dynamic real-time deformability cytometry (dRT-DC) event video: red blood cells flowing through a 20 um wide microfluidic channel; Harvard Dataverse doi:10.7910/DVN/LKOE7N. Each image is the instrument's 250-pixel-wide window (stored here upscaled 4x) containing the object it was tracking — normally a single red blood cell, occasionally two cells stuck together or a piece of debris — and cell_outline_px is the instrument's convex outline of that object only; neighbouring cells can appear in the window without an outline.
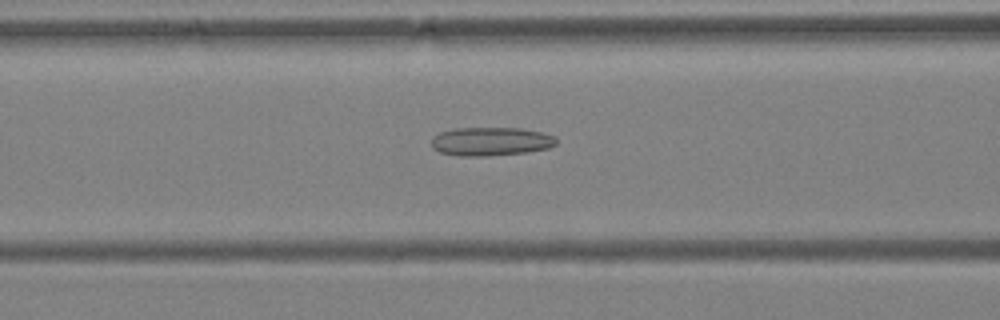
{"species": "Egyptian fruit bat (a non-hibernating species)", "species_latin": "Rousettus aegyptiacus", "temperature_condition": "warm", "stored_images_in_passage": 50, "camera_frame_rate_fps": 3000, "um_per_image_px": 0.085, "animal": {"sex": "female"}, "frame": {"image": 1, "passage_image": 21, "time_ms": 6.667, "image_size_px": [1000, 320], "cell_outline_px": [[556, 144], [548, 148], [524, 152], [488, 156], [456, 156], [440, 152], [432, 148], [432, 136], [440, 132], [456, 128], [520, 128], [540, 132], [556, 136]], "centroid_in_image_um": [41.69, 12.02], "position_along_channel_um": 124.9, "area_um2": 20.81}}
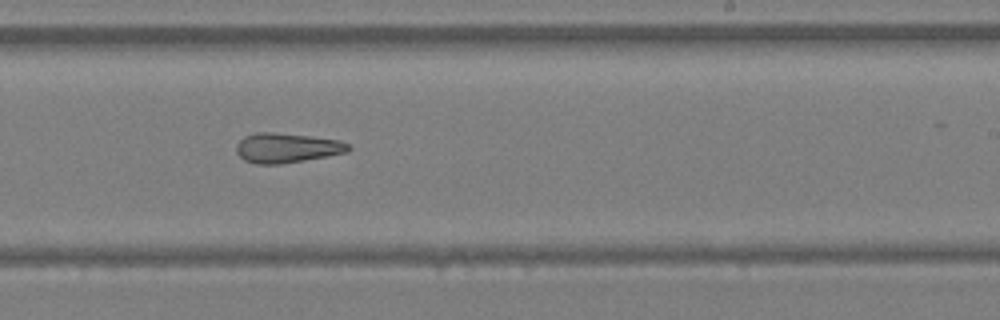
{"frame": {"image": 2, "passage_image": 31, "time_ms": 10.0, "image_size_px": [1000, 320], "cell_outline_px": [[352, 148], [348, 152], [304, 160], [280, 164], [256, 164], [244, 160], [236, 152], [236, 144], [244, 136], [256, 132], [272, 132], [308, 136], [340, 140], [348, 144]], "centroid_in_image_um": [24.36, 12.57], "position_along_channel_um": 264.6, "area_um2": 19.36}}
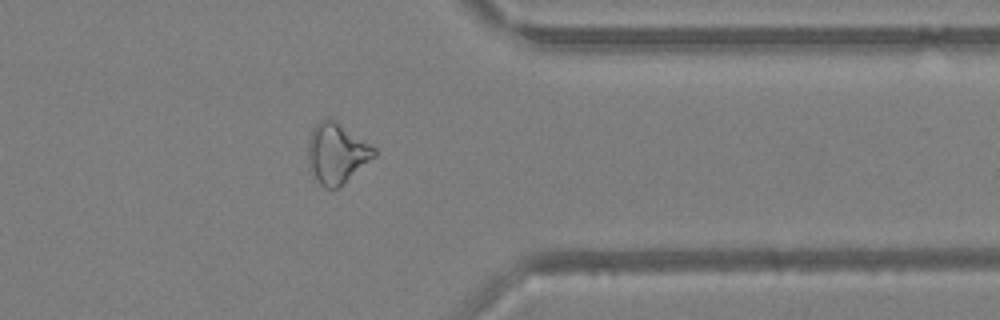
{"frame": {"image": 3, "passage_image": 40, "time_ms": 13.0, "image_size_px": [1000, 320], "cell_outline_px": [[376, 156], [336, 188], [324, 188], [316, 180], [308, 160], [308, 140], [312, 128], [320, 120], [328, 116], [336, 120], [376, 148]], "centroid_in_image_um": [28.61, 12.98], "position_along_channel_um": 382.8, "area_um2": 23.06}, "authors_computed_cell_mechanics": {"area_um2": 24.2182, "velocity_mm_per_s": 4.1958, "shape_relaxation_time_tau1_ms": null, "shape_relaxation_time_tau2_ms": 4.18, "deformation_change_tau1": null, "deformation_change_tau2": 0.1682}}